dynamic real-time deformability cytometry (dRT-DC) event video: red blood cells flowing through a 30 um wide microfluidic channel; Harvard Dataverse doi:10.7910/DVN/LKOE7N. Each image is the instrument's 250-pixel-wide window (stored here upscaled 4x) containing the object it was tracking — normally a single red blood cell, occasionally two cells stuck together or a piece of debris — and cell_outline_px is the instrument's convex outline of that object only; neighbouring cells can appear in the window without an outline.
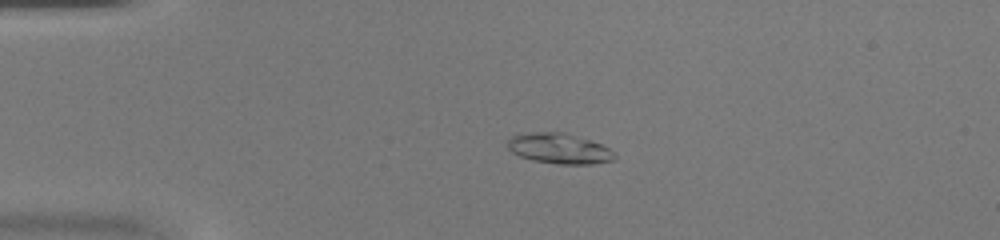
{"species": "common noctule bat (a hibernating species)", "species_latin": "Nyctalus noctula", "temperature_condition": "warm", "stored_images_in_passage": 45, "camera_frame_rate_fps": 3000, "um_per_image_px": 0.085, "animal": {"sex": "female", "body_mass_g": 20.0, "forearm_length_mm": 54.0}, "frame": {"image": 1, "passage_image": 10, "time_ms": 3.0, "image_size_px": [1000, 240], "cell_outline_px": [[616, 160], [592, 164], [560, 164], [532, 160], [520, 156], [512, 152], [508, 148], [508, 140], [512, 136], [532, 132], [564, 132], [600, 144], [616, 152]], "centroid_in_image_um": [47.56, 12.63], "position_along_channel_um": 37.4, "area_um2": 18.84}}
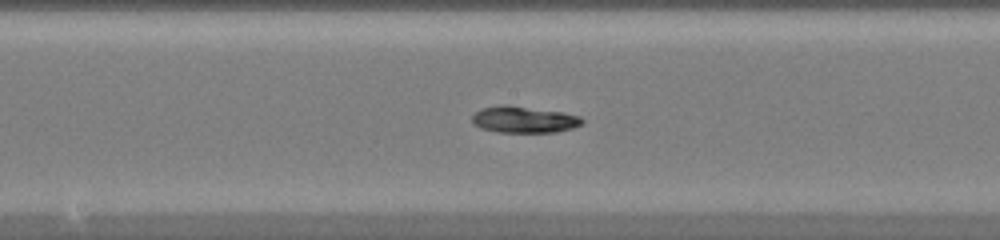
{"frame": {"image": 2, "passage_image": 24, "time_ms": 7.667, "image_size_px": [1000, 240], "cell_outline_px": [[584, 124], [572, 128], [556, 132], [496, 132], [480, 128], [472, 124], [472, 116], [476, 112], [484, 108], [500, 104], [508, 104], [560, 112], [580, 116], [584, 120]], "centroid_in_image_um": [44.53, 10.16], "position_along_channel_um": 203.7, "area_um2": 17.11}}
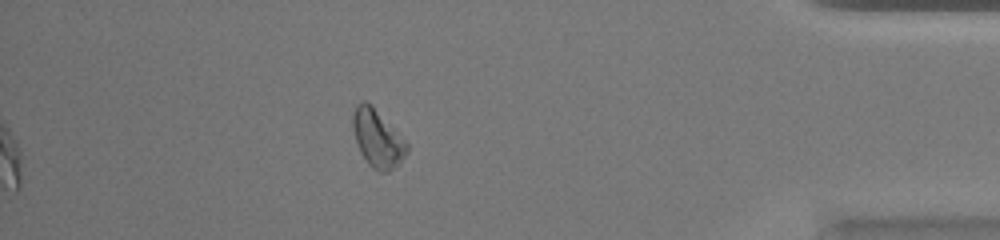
{"frame": {"image": 3, "passage_image": 40, "time_ms": 13.0, "image_size_px": [1000, 240], "cell_outline_px": [[408, 152], [388, 172], [380, 172], [372, 168], [368, 164], [356, 140], [352, 128], [352, 112], [356, 104], [364, 100], [372, 104], [408, 144]], "centroid_in_image_um": [32.06, 11.72], "position_along_channel_um": 403.1, "area_um2": 17.86}}